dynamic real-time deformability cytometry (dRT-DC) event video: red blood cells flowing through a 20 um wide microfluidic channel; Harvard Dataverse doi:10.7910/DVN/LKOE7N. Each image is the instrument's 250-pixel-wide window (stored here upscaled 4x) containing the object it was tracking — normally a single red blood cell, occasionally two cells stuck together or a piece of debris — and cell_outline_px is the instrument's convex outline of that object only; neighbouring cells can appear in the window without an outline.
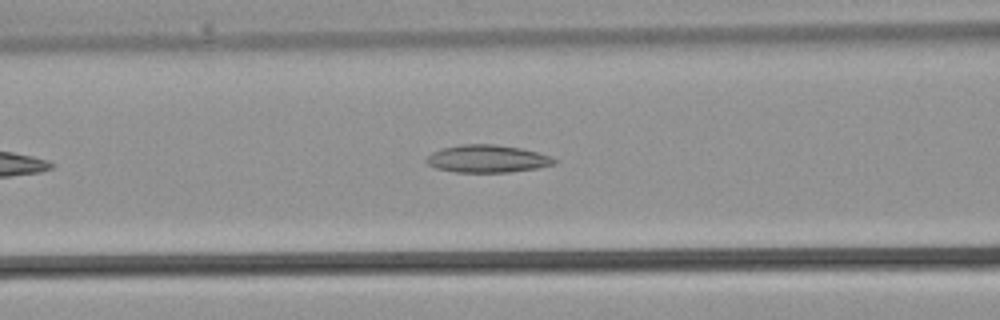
{"species": "common noctule bat (a hibernating species)", "species_latin": "Nyctalus noctula", "temperature_condition": "warm", "stored_images_in_passage": 28, "camera_frame_rate_fps": 3000, "um_per_image_px": 0.085, "animal": {"sex": "male", "body_mass_g": 21.5, "forearm_length_mm": 52.0}, "frame": {"image": 1, "passage_image": 7, "time_ms": 2.0, "image_size_px": [1000, 320], "cell_outline_px": [[560, 160], [556, 164], [536, 168], [508, 172], [456, 172], [436, 168], [428, 164], [424, 160], [432, 152], [444, 148], [460, 144], [496, 144], [520, 148], [552, 156]], "centroid_in_image_um": [41.45, 13.49], "position_along_channel_um": 125.1, "area_um2": 20.58}}
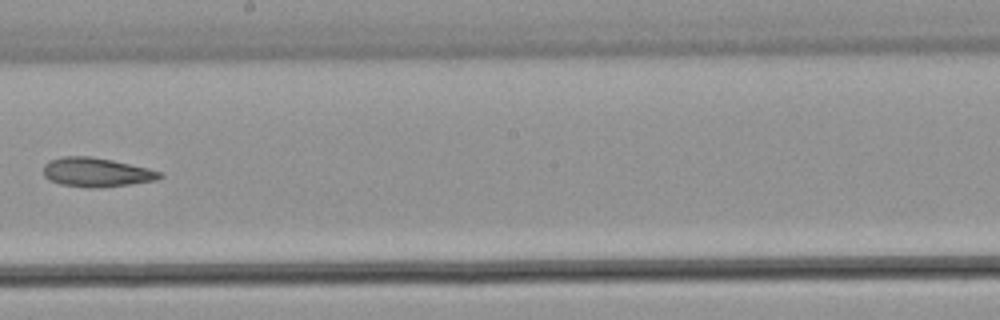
{"frame": {"image": 2, "passage_image": 13, "time_ms": 4.0, "image_size_px": [1000, 320], "cell_outline_px": [[164, 176], [156, 180], [128, 184], [92, 188], [88, 188], [60, 184], [48, 180], [44, 176], [44, 164], [48, 160], [60, 156], [92, 156], [112, 160], [148, 168], [160, 172]], "centroid_in_image_um": [8.14, 14.63], "position_along_channel_um": 240.1, "area_um2": 19.77}}
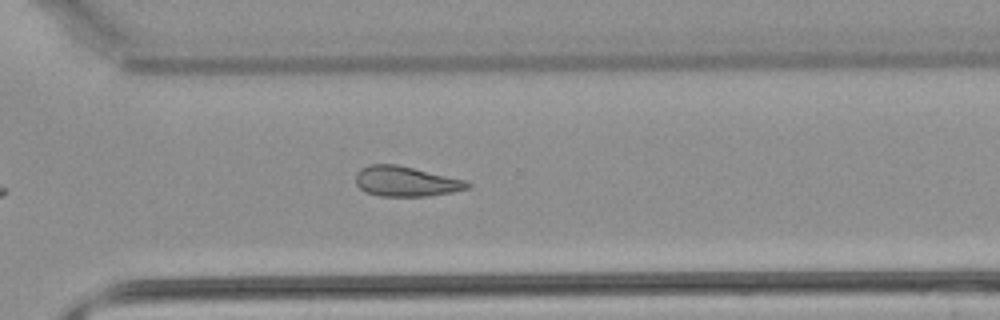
{"frame": {"image": 3, "passage_image": 18, "time_ms": 5.667, "image_size_px": [1000, 320], "cell_outline_px": [[472, 184], [468, 188], [452, 192], [428, 196], [380, 196], [364, 192], [356, 184], [356, 172], [360, 168], [368, 164], [396, 164], [468, 180]], "centroid_in_image_um": [34.5, 15.41], "position_along_channel_um": 336.1, "area_um2": 19.83}}